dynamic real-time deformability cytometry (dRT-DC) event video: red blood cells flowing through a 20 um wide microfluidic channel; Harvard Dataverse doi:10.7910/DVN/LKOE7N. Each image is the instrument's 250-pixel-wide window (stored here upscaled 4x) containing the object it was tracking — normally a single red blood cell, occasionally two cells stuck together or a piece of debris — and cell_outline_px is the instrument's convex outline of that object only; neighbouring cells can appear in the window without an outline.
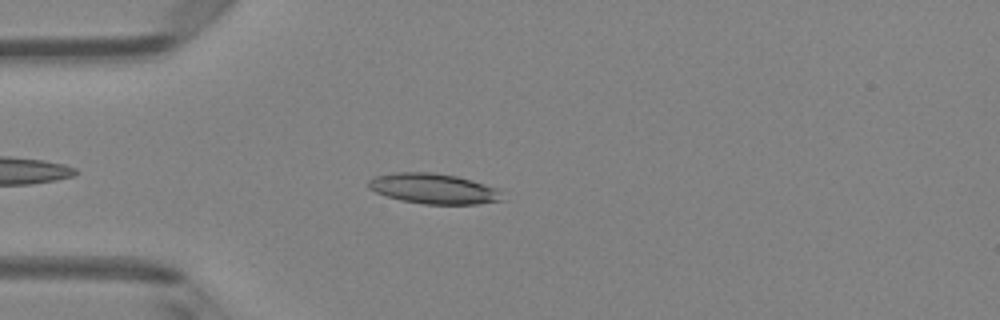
{"species": "Egyptian fruit bat (a non-hibernating species)", "species_latin": "Rousettus aegyptiacus", "temperature_condition": "room temperature", "stored_images_in_passage": 39, "camera_frame_rate_fps": 3000, "um_per_image_px": 0.085, "animal": {"sex": "female"}, "frame": {"image": 1, "passage_image": 6, "time_ms": 1.667, "image_size_px": [1000, 320], "cell_outline_px": [[504, 200], [476, 204], [424, 204], [400, 200], [376, 192], [368, 188], [368, 180], [376, 176], [392, 172], [432, 172], [456, 176], [504, 188]], "centroid_in_image_um": [36.95, 16.03], "position_along_channel_um": 48.0, "area_um2": 24.1}}
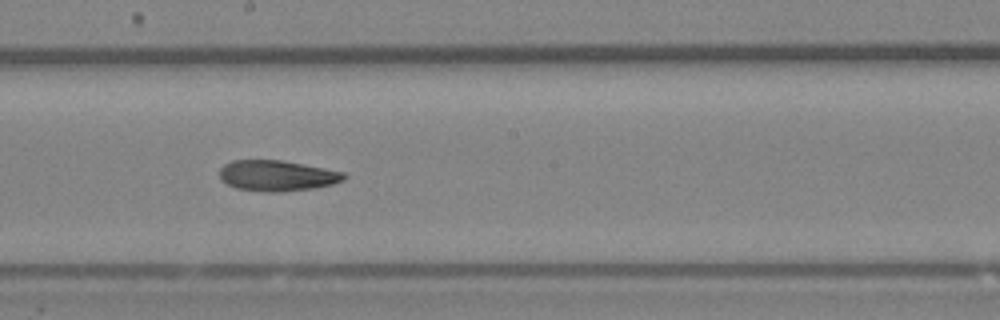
{"frame": {"image": 2, "passage_image": 20, "time_ms": 6.333, "image_size_px": [1000, 320], "cell_outline_px": [[348, 176], [344, 180], [332, 184], [316, 188], [280, 192], [268, 192], [236, 188], [220, 180], [220, 168], [224, 164], [232, 160], [280, 160], [324, 168], [344, 172]], "centroid_in_image_um": [23.55, 14.93], "position_along_channel_um": 224.6, "area_um2": 22.31}}
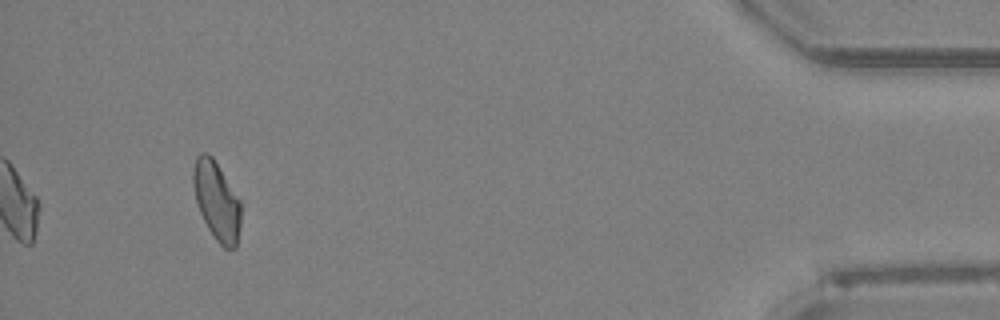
{"frame": {"image": 3, "passage_image": 39, "time_ms": 12.667, "image_size_px": [1000, 320], "cell_outline_px": [[240, 224], [236, 248], [224, 248], [216, 240], [208, 228], [196, 204], [192, 184], [192, 172], [196, 156], [200, 152], [208, 152], [212, 156], [240, 200]], "centroid_in_image_um": [18.39, 17.04], "position_along_channel_um": 416.8, "area_um2": 21.85}}